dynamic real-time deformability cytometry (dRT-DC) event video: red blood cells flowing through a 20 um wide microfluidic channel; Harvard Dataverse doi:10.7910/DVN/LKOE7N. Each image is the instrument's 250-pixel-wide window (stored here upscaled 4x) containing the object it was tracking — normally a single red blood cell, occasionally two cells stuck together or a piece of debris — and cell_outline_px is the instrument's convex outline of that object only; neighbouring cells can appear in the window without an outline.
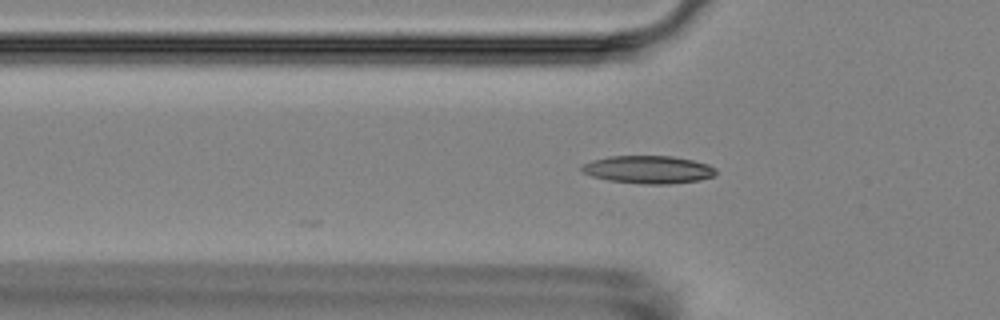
{"species": "Egyptian fruit bat (a non-hibernating species)", "species_latin": "Rousettus aegyptiacus", "temperature_condition": "room temperature", "stored_images_in_passage": 15, "camera_frame_rate_fps": 3000, "um_per_image_px": 0.085, "animal": {"sex": "female"}, "frame": {"image": 1, "passage_image": 5, "time_ms": 5.667, "image_size_px": [1000, 320], "cell_outline_px": [[716, 176], [700, 180], [668, 184], [644, 184], [608, 180], [592, 176], [580, 172], [580, 164], [592, 160], [608, 156], [672, 156], [692, 160], [708, 164], [716, 168]], "centroid_in_image_um": [55.08, 14.41], "position_along_channel_um": 70.7, "area_um2": 21.96}}
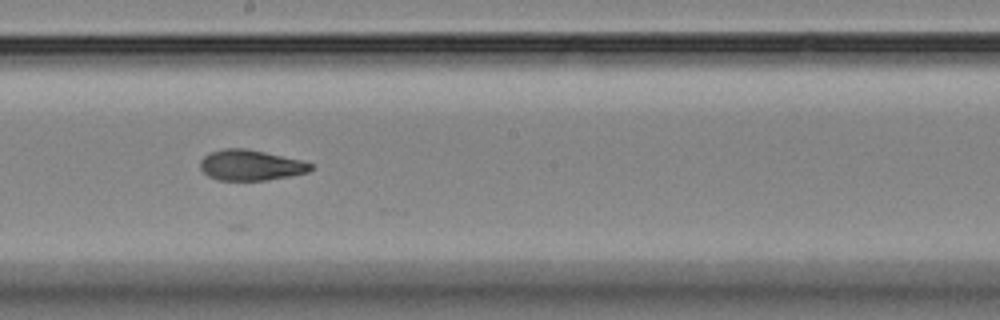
{"frame": {"image": 2, "passage_image": 9, "time_ms": 10.0, "image_size_px": [1000, 320], "cell_outline_px": [[312, 168], [308, 172], [268, 180], [216, 180], [208, 176], [200, 168], [200, 160], [204, 156], [212, 152], [224, 148], [244, 148], [264, 152], [300, 160], [312, 164]], "centroid_in_image_um": [21.27, 14.04], "position_along_channel_um": 226.9, "area_um2": 19.48}}
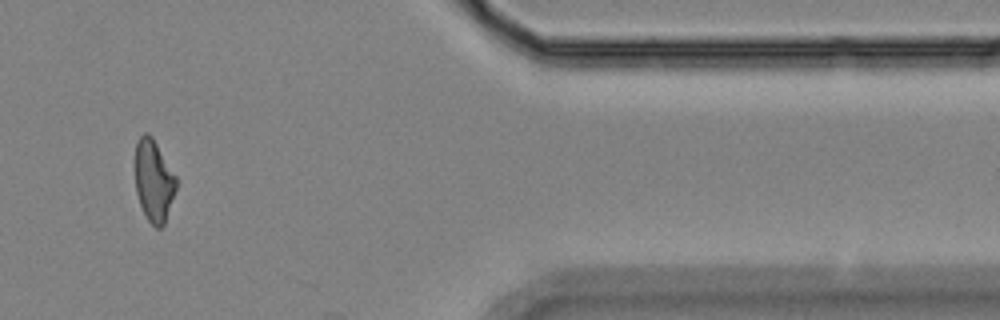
{"frame": {"image": 3, "passage_image": 13, "time_ms": 15.667, "image_size_px": [1000, 320], "cell_outline_px": [[176, 188], [164, 224], [160, 228], [156, 228], [148, 220], [140, 204], [136, 192], [136, 140], [144, 132], [148, 132], [152, 136], [176, 176]], "centroid_in_image_um": [13.06, 15.33], "position_along_channel_um": 398.3, "area_um2": 19.31}, "authors_computed_cell_mechanics": {"area_um2": 20.4034, "velocity_mm_per_s": 3.5895, "shape_relaxation_time_tau1_ms": 5.8717, "shape_relaxation_time_tau2_ms": null, "deformation_change_tau1": 0.1388, "deformation_change_tau2": null}}